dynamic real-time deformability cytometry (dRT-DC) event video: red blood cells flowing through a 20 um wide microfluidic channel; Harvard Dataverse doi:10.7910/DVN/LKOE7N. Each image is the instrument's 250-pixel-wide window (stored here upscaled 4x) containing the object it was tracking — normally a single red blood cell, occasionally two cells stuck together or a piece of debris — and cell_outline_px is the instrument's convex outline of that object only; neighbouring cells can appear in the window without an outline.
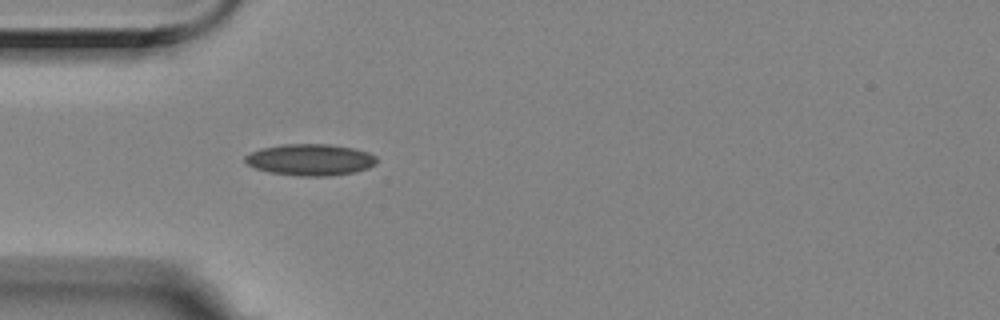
{"species": "Egyptian fruit bat (a non-hibernating species)", "species_latin": "Rousettus aegyptiacus", "temperature_condition": "room temperature", "stored_images_in_passage": 2, "camera_frame_rate_fps": 3000, "um_per_image_px": 0.085, "animal": {"sex": "female"}, "frame": {"image": 1, "passage_image": 2, "time_ms": 0.333, "image_size_px": [1000, 320], "cell_outline_px": [[376, 164], [368, 168], [356, 172], [328, 176], [300, 176], [272, 172], [256, 168], [248, 164], [244, 160], [244, 156], [260, 148], [280, 144], [328, 144], [352, 148], [368, 152], [376, 156]], "centroid_in_image_um": [26.38, 13.57], "position_along_channel_um": 58.6, "area_um2": 24.1}}